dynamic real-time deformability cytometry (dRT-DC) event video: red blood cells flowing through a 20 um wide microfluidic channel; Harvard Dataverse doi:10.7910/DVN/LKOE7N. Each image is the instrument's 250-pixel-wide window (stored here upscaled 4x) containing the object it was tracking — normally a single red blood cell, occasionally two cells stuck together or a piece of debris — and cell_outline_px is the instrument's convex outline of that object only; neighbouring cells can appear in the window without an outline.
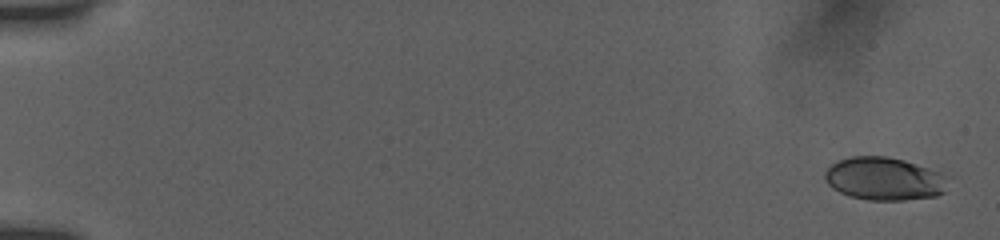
{"species": "human", "species_latin": "Homo sapiens", "temperature_condition": "room temperature", "stored_images_in_passage": 42, "camera_frame_rate_fps": 3000, "um_per_image_px": 0.085, "donor": {"sex": "female"}, "frame": {"image": 1, "passage_image": 1, "time_ms": 0.0, "image_size_px": [1000, 240], "cell_outline_px": [[948, 176], [944, 192], [936, 196], [904, 200], [868, 200], [848, 196], [832, 188], [824, 180], [824, 172], [836, 160], [852, 156], [888, 156], [904, 160], [940, 172]], "centroid_in_image_um": [75.13, 15.19], "position_along_channel_um": 9.9, "area_um2": 31.04}}
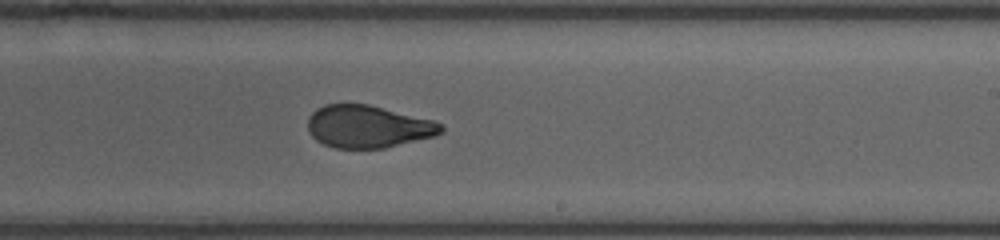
{"frame": {"image": 2, "passage_image": 20, "time_ms": 11.0, "image_size_px": [1000, 240], "cell_outline_px": [[444, 132], [436, 136], [384, 148], [336, 148], [324, 144], [316, 140], [312, 136], [308, 128], [308, 116], [316, 108], [324, 104], [368, 104], [432, 120], [444, 124]], "centroid_in_image_um": [31.29, 10.76], "position_along_channel_um": 257.7, "area_um2": 33.06}}
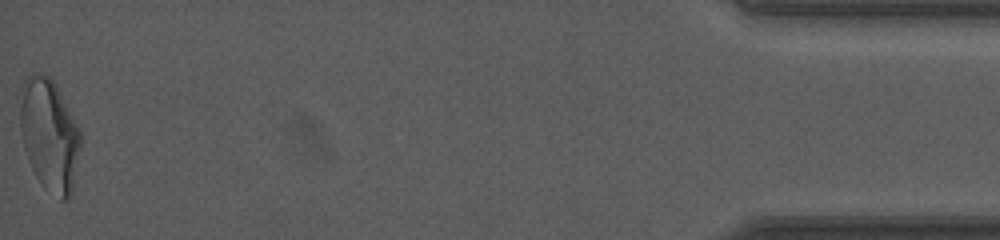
{"frame": {"image": 3, "passage_image": 42, "time_ms": 17.667, "image_size_px": [1000, 240], "cell_outline_px": [[80, 148], [72, 192], [68, 200], [60, 200], [44, 188], [40, 184], [28, 160], [24, 148], [20, 132], [20, 84], [32, 72], [44, 72], [56, 84], [80, 128]], "centroid_in_image_um": [4.18, 11.44], "position_along_channel_um": 431.0, "area_um2": 40.11}, "authors_computed_cell_mechanics": {"area_um2": 33.4951, "velocity_mm_per_s": 3.875, "shape_relaxation_time_tau1_ms": 9.6088, "shape_relaxation_time_tau2_ms": 0.9149, "deformation_change_tau1": 0.2466, "deformation_change_tau2": 0.0574}}